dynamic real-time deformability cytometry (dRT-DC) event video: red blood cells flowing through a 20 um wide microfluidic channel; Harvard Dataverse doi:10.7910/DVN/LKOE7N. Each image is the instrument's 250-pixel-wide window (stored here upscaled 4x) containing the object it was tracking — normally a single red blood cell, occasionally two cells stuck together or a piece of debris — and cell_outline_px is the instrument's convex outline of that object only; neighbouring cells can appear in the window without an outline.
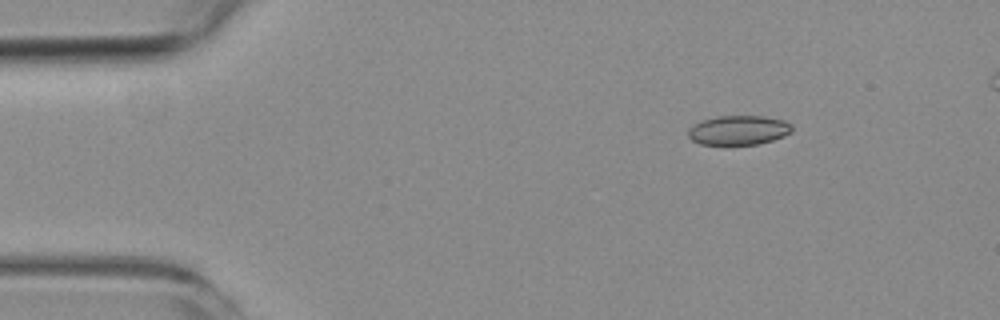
{"species": "common noctule bat (a hibernating species)", "species_latin": "Nyctalus noctula", "temperature_condition": "room temperature", "stored_images_in_passage": 4, "camera_frame_rate_fps": 3000, "um_per_image_px": 0.085, "animal": {"sex": "female", "body_mass_g": 19.3, "forearm_length_mm": 54.1}, "frame": {"image": 1, "passage_image": 1, "time_ms": 0.0, "image_size_px": [1000, 320], "cell_outline_px": [[792, 132], [784, 136], [772, 140], [756, 144], [700, 144], [692, 140], [688, 136], [688, 128], [692, 124], [716, 116], [764, 116], [784, 120], [792, 124]], "centroid_in_image_um": [62.78, 11.05], "position_along_channel_um": 22.2, "area_um2": 17.8}}
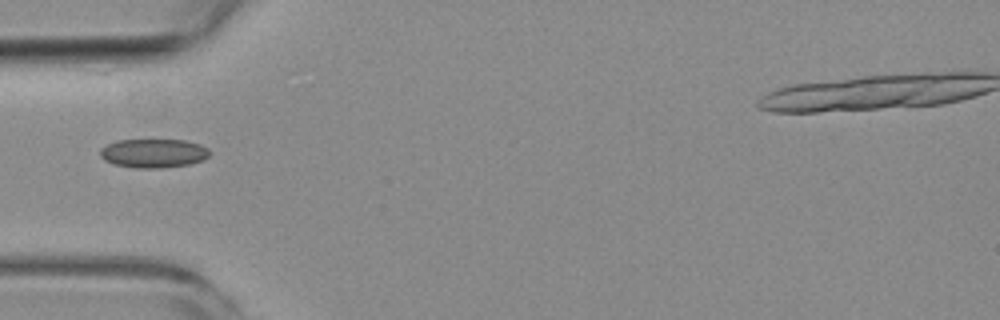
{"frame": {"image": 2, "passage_image": 4, "time_ms": 3.333, "image_size_px": [1000, 320], "cell_outline_px": [[212, 152], [204, 160], [192, 164], [160, 168], [136, 168], [112, 164], [104, 160], [100, 156], [100, 148], [116, 140], [184, 140], [200, 144], [208, 148]], "centroid_in_image_um": [13.06, 13.03], "position_along_channel_um": 71.9, "area_um2": 18.67}}